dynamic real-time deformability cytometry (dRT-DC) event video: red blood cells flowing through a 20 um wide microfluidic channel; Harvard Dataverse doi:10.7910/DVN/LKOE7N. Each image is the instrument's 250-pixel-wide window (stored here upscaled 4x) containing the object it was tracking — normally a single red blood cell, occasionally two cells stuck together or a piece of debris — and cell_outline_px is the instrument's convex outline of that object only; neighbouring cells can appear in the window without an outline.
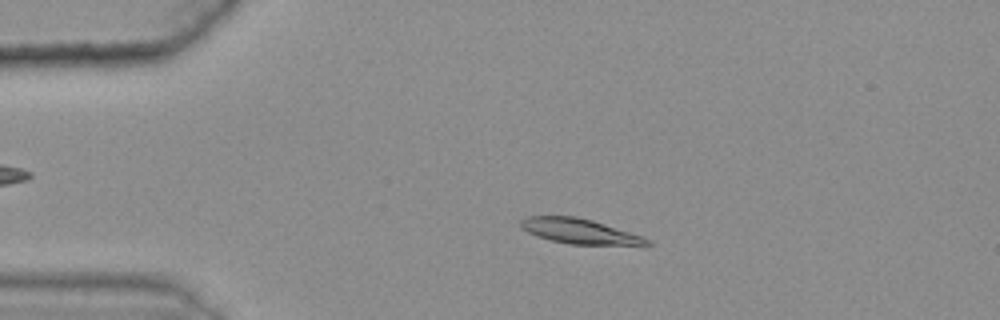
{"species": "common noctule bat (a hibernating species)", "species_latin": "Nyctalus noctula", "temperature_condition": "warm", "stored_images_in_passage": 46, "camera_frame_rate_fps": 3000, "um_per_image_px": 0.085, "animal": {"sex": "female", "body_mass_g": 25.1}, "frame": {"image": 1, "passage_image": 11, "time_ms": 3.333, "image_size_px": [1000, 320], "cell_outline_px": [[652, 244], [644, 248], [568, 244], [536, 236], [520, 228], [520, 220], [524, 216], [576, 216], [592, 220], [644, 236], [652, 240]], "centroid_in_image_um": [49.44, 19.71], "position_along_channel_um": 35.6, "area_um2": 19.54}}
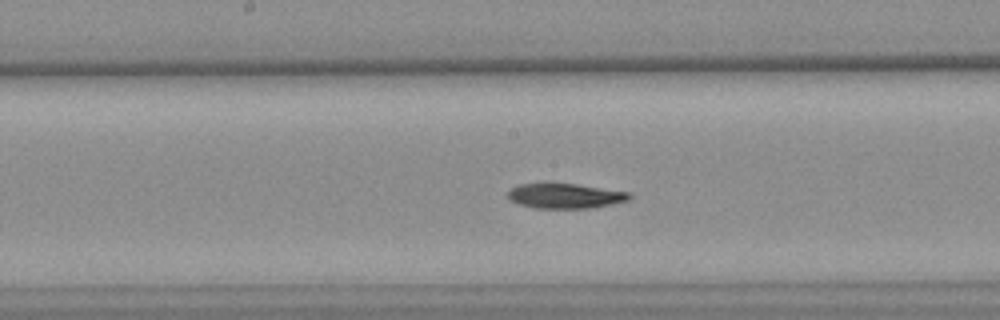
{"frame": {"image": 2, "passage_image": 28, "time_ms": 9.0, "image_size_px": [1000, 320], "cell_outline_px": [[632, 196], [628, 200], [612, 204], [588, 208], [536, 208], [520, 204], [508, 200], [508, 192], [512, 188], [520, 184], [544, 180], [576, 184], [628, 192]], "centroid_in_image_um": [47.96, 16.61], "position_along_channel_um": 200.2, "area_um2": 18.15}}
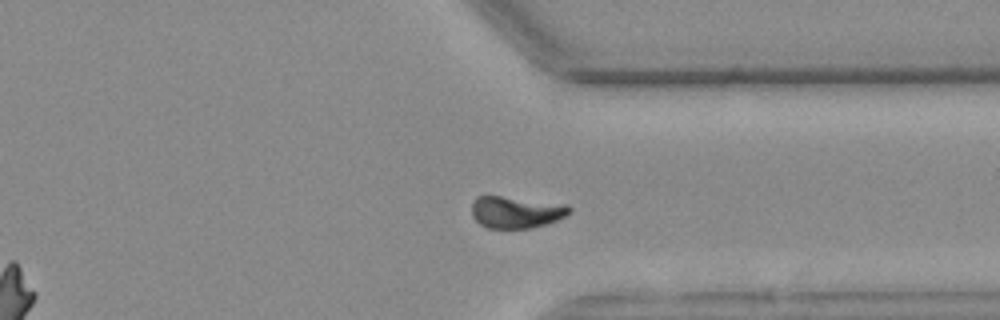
{"frame": {"image": 3, "passage_image": 42, "time_ms": 13.667, "image_size_px": [1000, 320], "cell_outline_px": [[572, 212], [556, 220], [532, 228], [488, 228], [480, 224], [472, 216], [472, 204], [476, 196], [500, 196], [568, 204], [572, 208]], "centroid_in_image_um": [43.87, 18.02], "position_along_channel_um": 367.5, "area_um2": 18.09}, "authors_computed_cell_mechanics": {"area_um2": 18.7272, "velocity_mm_per_s": 3.5967, "shape_relaxation_time_tau1_ms": 7.5356, "shape_relaxation_time_tau2_ms": null, "deformation_change_tau1": 0.1579, "deformation_change_tau2": null}}